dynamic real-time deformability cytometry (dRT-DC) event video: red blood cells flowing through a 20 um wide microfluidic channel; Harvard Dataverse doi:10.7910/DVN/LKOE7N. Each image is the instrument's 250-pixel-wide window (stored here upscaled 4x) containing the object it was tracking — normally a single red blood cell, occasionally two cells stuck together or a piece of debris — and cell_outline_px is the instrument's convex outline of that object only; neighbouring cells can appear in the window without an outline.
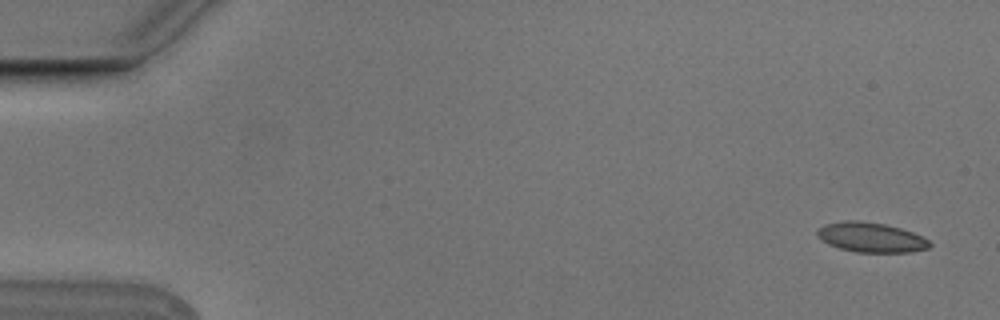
{"species": "Egyptian fruit bat (a non-hibernating species)", "species_latin": "Rousettus aegyptiacus", "temperature_condition": "cold", "stored_images_in_passage": 5, "camera_frame_rate_fps": 3000, "um_per_image_px": 0.085, "animal": {"sex": "male"}, "frame": {"image": 1, "passage_image": 1, "time_ms": 0.0, "image_size_px": [1000, 320], "cell_outline_px": [[932, 244], [928, 248], [912, 252], [856, 252], [840, 248], [828, 244], [816, 236], [816, 232], [824, 224], [844, 220], [860, 220], [884, 224], [900, 228], [912, 232], [928, 240]], "centroid_in_image_um": [74.01, 20.17], "position_along_channel_um": 11.0, "area_um2": 19.48}}